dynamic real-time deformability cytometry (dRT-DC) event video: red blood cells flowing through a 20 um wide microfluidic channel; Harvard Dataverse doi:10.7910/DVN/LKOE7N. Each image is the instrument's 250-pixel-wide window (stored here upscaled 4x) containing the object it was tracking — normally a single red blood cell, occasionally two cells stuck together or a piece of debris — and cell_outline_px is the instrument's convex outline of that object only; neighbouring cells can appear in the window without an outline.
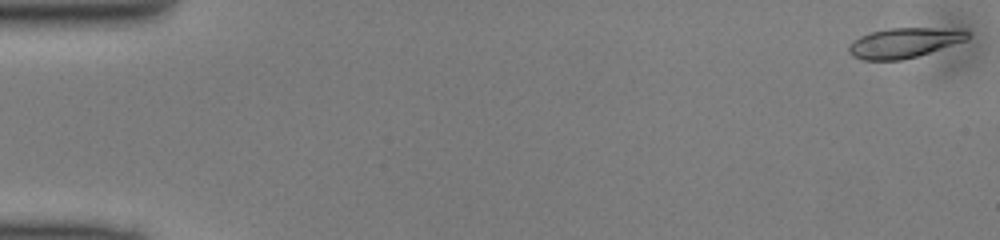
{"species": "common noctule bat (a hibernating species)", "species_latin": "Nyctalus noctula", "temperature_condition": "cold", "stored_images_in_passage": 49, "camera_frame_rate_fps": 3000, "um_per_image_px": 0.085, "animal": {"sex": "male", "body_mass_g": 13.0, "forearm_length_mm": 53.1}, "frame": {"image": 1, "passage_image": 1, "time_ms": 0.0, "image_size_px": [1000, 240], "cell_outline_px": [[968, 40], [916, 56], [900, 60], [864, 60], [852, 56], [848, 52], [848, 48], [860, 36], [872, 32], [888, 28], [932, 28], [968, 32]], "centroid_in_image_um": [76.8, 3.65], "position_along_channel_um": 8.2, "area_um2": 20.17}}
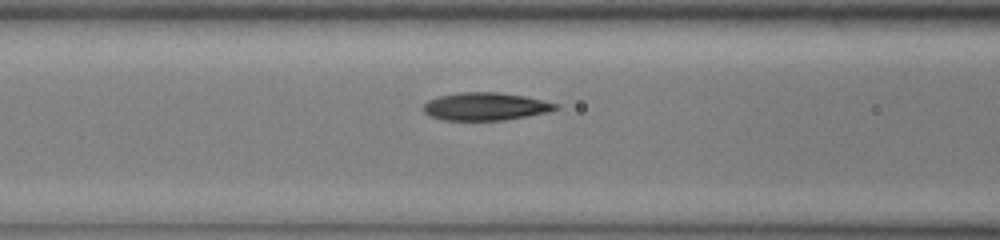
{"frame": {"image": 2, "passage_image": 20, "time_ms": 6.333, "image_size_px": [1000, 240], "cell_outline_px": [[560, 108], [548, 112], [528, 116], [504, 120], [444, 120], [428, 116], [424, 112], [424, 104], [428, 100], [440, 96], [460, 92], [500, 92], [524, 96], [560, 104]], "centroid_in_image_um": [41.28, 9.05], "position_along_channel_um": 125.3, "area_um2": 21.5}}
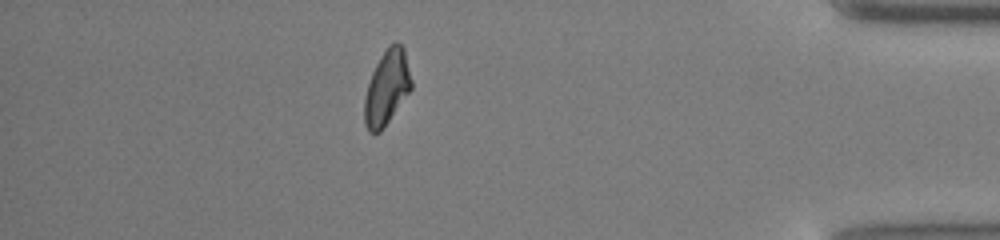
{"frame": {"image": 3, "passage_image": 43, "time_ms": 14.0, "image_size_px": [1000, 240], "cell_outline_px": [[412, 88], [380, 132], [368, 132], [364, 124], [364, 100], [368, 84], [372, 72], [380, 56], [388, 44], [396, 40], [404, 48], [412, 80]], "centroid_in_image_um": [32.88, 7.41], "position_along_channel_um": 402.3, "area_um2": 20.4}}